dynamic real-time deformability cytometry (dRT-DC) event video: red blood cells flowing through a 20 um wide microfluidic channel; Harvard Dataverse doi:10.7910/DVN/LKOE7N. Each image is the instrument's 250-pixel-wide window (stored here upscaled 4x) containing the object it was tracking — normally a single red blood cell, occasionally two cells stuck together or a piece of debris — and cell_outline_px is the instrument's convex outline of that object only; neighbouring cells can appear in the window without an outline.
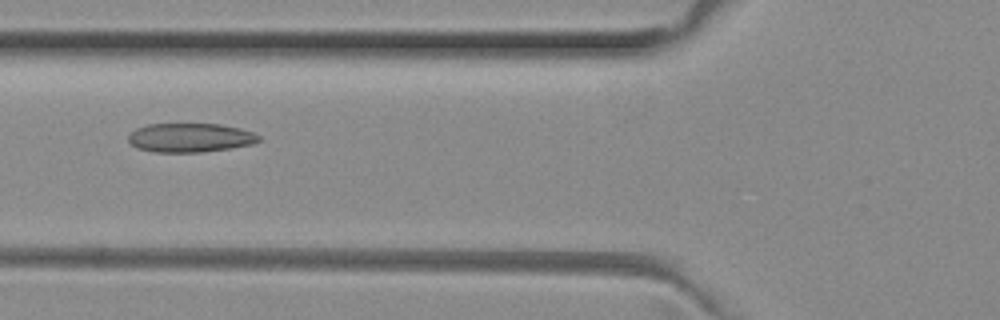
{"species": "common noctule bat (a hibernating species)", "species_latin": "Nyctalus noctula", "temperature_condition": "room temperature", "stored_images_in_passage": 32, "camera_frame_rate_fps": 3000, "um_per_image_px": 0.085, "animal": {"sex": "female", "body_mass_g": 29.2, "forearm_length_mm": 56.3}, "frame": {"image": 1, "passage_image": 4, "time_ms": 1.0, "image_size_px": [1000, 320], "cell_outline_px": [[260, 140], [252, 144], [232, 148], [200, 152], [152, 152], [136, 148], [128, 140], [128, 136], [136, 128], [148, 124], [220, 124], [240, 128], [252, 132], [260, 136]], "centroid_in_image_um": [16.16, 11.7], "position_along_channel_um": 109.6, "area_um2": 22.08}}
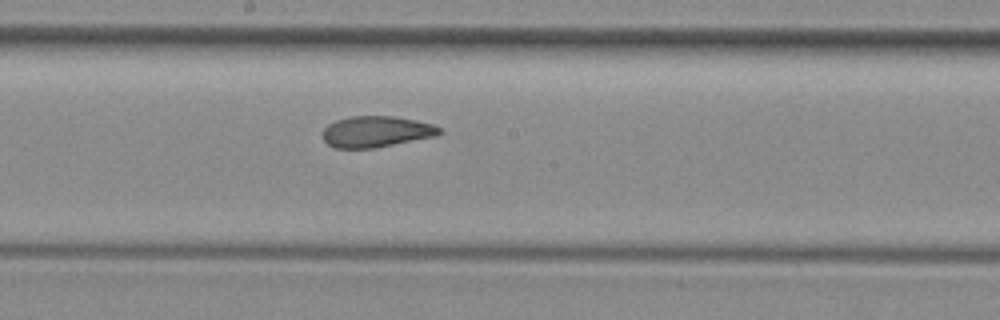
{"frame": {"image": 2, "passage_image": 12, "time_ms": 3.667, "image_size_px": [1000, 320], "cell_outline_px": [[444, 132], [436, 136], [376, 148], [336, 148], [328, 144], [324, 140], [324, 128], [328, 124], [336, 120], [352, 116], [392, 116], [416, 120], [432, 124], [440, 128]], "centroid_in_image_um": [32.01, 11.19], "position_along_channel_um": 216.2, "area_um2": 21.15}}
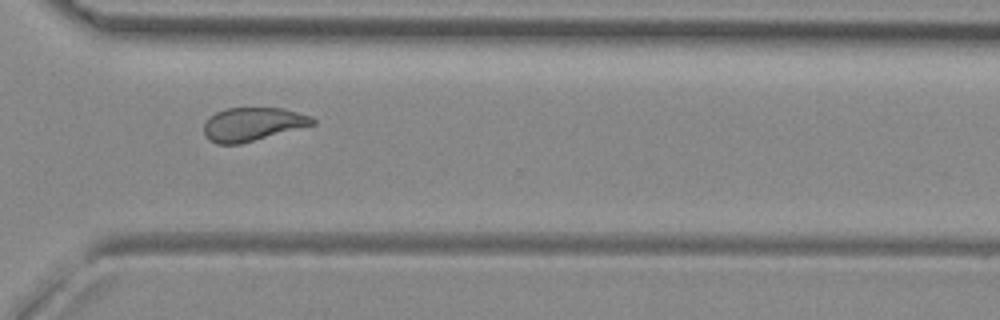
{"frame": {"image": 3, "passage_image": 22, "time_ms": 7.0, "image_size_px": [1000, 320], "cell_outline_px": [[316, 124], [240, 144], [216, 144], [208, 140], [204, 136], [204, 124], [216, 112], [224, 108], [284, 108], [312, 116], [316, 120]], "centroid_in_image_um": [21.48, 10.56], "position_along_channel_um": 349.1, "area_um2": 21.27}, "authors_computed_cell_mechanics": {"area_um2": 21.2415, "velocity_mm_per_s": 3.9849, "shape_relaxation_time_tau1_ms": 10.1194, "shape_relaxation_time_tau2_ms": 1.6233, "deformation_change_tau1": 0.2025, "deformation_change_tau2": 0.0664}}